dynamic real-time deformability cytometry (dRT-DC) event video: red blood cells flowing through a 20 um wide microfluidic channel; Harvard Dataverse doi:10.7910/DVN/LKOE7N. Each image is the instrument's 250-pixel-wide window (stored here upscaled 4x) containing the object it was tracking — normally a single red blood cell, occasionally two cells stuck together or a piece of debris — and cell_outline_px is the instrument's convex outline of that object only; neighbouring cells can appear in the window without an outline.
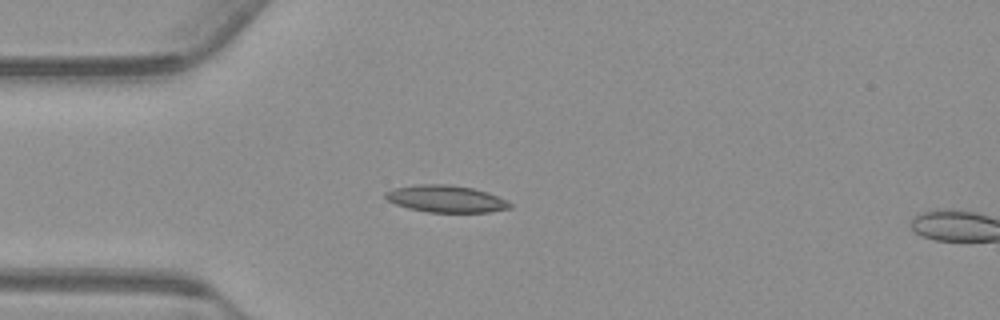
{"species": "common noctule bat (a hibernating species)", "species_latin": "Nyctalus noctula", "temperature_condition": "warm", "stored_images_in_passage": 17, "camera_frame_rate_fps": 3000, "um_per_image_px": 0.085, "animal": {"sex": "male", "body_mass_g": 23.1, "forearm_length_mm": 52.7}, "frame": {"image": 1, "passage_image": 15, "time_ms": 4.667, "image_size_px": [1000, 320], "cell_outline_px": [[512, 208], [488, 212], [428, 212], [408, 208], [396, 204], [388, 200], [384, 196], [384, 192], [396, 188], [420, 184], [448, 184], [472, 188], [488, 192], [512, 204]], "centroid_in_image_um": [37.9, 16.9], "position_along_channel_um": 47.1, "area_um2": 19.42}}